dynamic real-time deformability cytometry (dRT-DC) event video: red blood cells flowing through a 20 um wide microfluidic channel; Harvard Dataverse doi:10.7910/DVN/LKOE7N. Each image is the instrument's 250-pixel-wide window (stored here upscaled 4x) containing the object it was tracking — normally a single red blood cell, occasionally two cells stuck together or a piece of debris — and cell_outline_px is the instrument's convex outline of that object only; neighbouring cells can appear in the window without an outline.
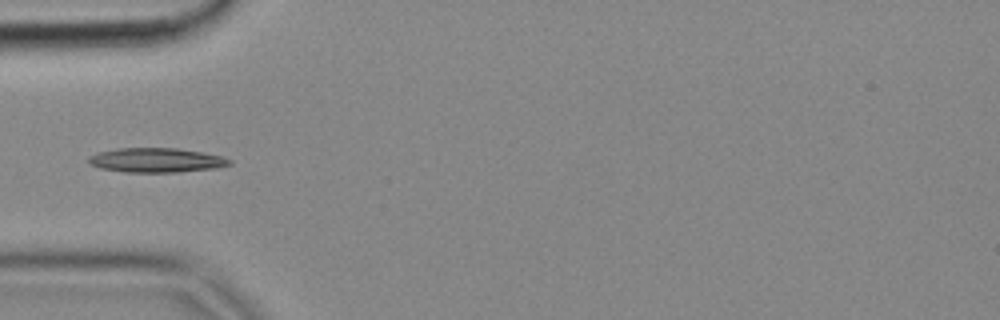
{"species": "common noctule bat (a hibernating species)", "species_latin": "Nyctalus noctula", "temperature_condition": "cold", "stored_images_in_passage": 4, "camera_frame_rate_fps": 3000, "um_per_image_px": 0.085, "animal": {"sex": "female", "body_mass_g": 18.4}, "frame": {"image": 1, "passage_image": 4, "time_ms": 1.0, "image_size_px": [1000, 320], "cell_outline_px": [[232, 164], [216, 168], [176, 172], [124, 172], [100, 168], [92, 164], [88, 160], [88, 156], [100, 152], [116, 148], [176, 148], [224, 156], [232, 160]], "centroid_in_image_um": [13.31, 13.61], "position_along_channel_um": 71.7, "area_um2": 20.0}}